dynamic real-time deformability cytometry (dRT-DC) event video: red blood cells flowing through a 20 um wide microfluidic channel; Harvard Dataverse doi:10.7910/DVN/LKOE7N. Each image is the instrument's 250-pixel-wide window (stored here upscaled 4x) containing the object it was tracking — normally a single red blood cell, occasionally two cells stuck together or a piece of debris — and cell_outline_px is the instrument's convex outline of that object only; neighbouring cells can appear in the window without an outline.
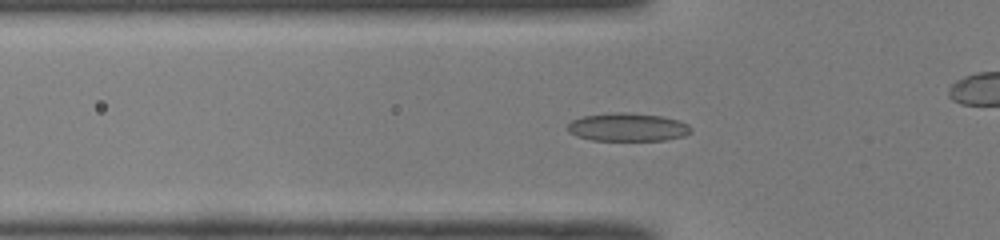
{"species": "common noctule bat (a hibernating species)", "species_latin": "Nyctalus noctula", "temperature_condition": "room temperature", "stored_images_in_passage": 39, "camera_frame_rate_fps": 3000, "um_per_image_px": 0.085, "animal": {"sex": "male", "body_mass_g": 19.0, "forearm_length_mm": 50.8}, "frame": {"image": 1, "passage_image": 5, "time_ms": 1.333, "image_size_px": [1000, 240], "cell_outline_px": [[692, 132], [684, 136], [664, 140], [592, 140], [576, 136], [568, 132], [568, 124], [572, 120], [584, 116], [616, 112], [624, 112], [660, 116], [680, 120], [688, 124], [692, 128]], "centroid_in_image_um": [53.37, 10.81], "position_along_channel_um": 72.4, "area_um2": 20.23}}
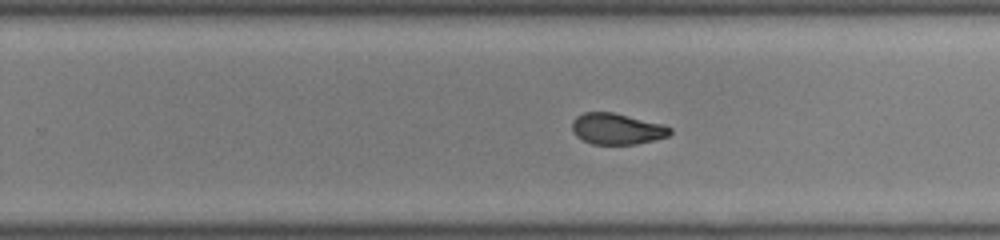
{"frame": {"image": 2, "passage_image": 20, "time_ms": 6.333, "image_size_px": [1000, 240], "cell_outline_px": [[672, 132], [668, 136], [636, 144], [592, 144], [576, 136], [572, 132], [572, 120], [576, 116], [584, 112], [612, 112], [664, 124], [672, 128]], "centroid_in_image_um": [52.42, 10.94], "position_along_channel_um": 277.4, "area_um2": 17.8}}
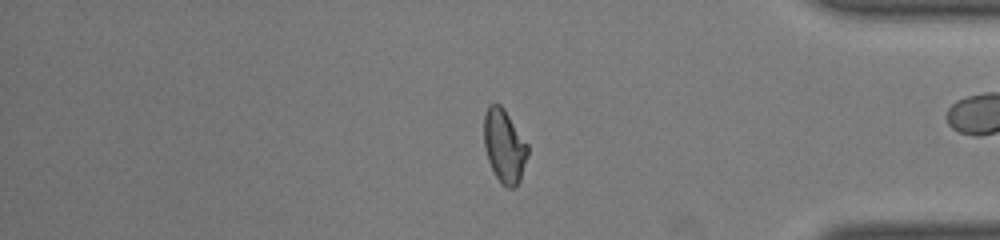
{"frame": {"image": 3, "passage_image": 30, "time_ms": 9.667, "image_size_px": [1000, 240], "cell_outline_px": [[528, 156], [520, 180], [516, 188], [508, 188], [496, 176], [488, 160], [484, 148], [484, 112], [488, 104], [500, 104], [504, 108], [528, 144]], "centroid_in_image_um": [42.87, 12.39], "position_along_channel_um": 392.3, "area_um2": 18.79}, "authors_computed_cell_mechanics": {"area_um2": 18.8428, "velocity_mm_per_s": 4.1002, "shape_relaxation_time_tau1_ms": 7.8747, "shape_relaxation_time_tau2_ms": 1.8125, "deformation_change_tau1": 0.1951, "deformation_change_tau2": 0.0624}}